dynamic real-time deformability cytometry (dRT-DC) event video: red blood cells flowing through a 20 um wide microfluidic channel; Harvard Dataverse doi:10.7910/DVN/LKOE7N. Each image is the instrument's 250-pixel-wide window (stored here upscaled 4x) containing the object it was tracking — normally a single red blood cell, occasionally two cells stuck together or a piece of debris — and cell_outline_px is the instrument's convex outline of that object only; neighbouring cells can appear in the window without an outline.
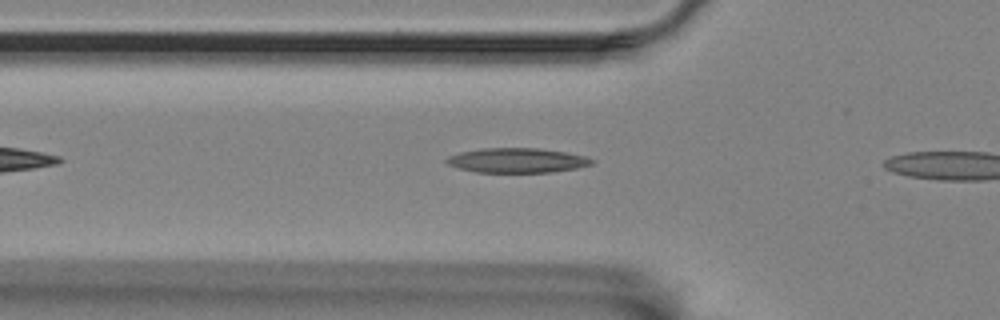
{"species": "Egyptian fruit bat (a non-hibernating species)", "species_latin": "Rousettus aegyptiacus", "temperature_condition": "room temperature", "stored_images_in_passage": 6, "camera_frame_rate_fps": 3000, "um_per_image_px": 0.085, "animal": {"sex": "female"}, "frame": {"image": 1, "passage_image": 5, "time_ms": 1.333, "image_size_px": [1000, 320], "cell_outline_px": [[596, 160], [592, 164], [576, 168], [552, 172], [476, 172], [460, 168], [448, 164], [444, 160], [448, 156], [460, 152], [480, 148], [536, 148], [564, 152], [584, 156]], "centroid_in_image_um": [43.93, 13.63], "position_along_channel_um": 81.9, "area_um2": 20.75}}